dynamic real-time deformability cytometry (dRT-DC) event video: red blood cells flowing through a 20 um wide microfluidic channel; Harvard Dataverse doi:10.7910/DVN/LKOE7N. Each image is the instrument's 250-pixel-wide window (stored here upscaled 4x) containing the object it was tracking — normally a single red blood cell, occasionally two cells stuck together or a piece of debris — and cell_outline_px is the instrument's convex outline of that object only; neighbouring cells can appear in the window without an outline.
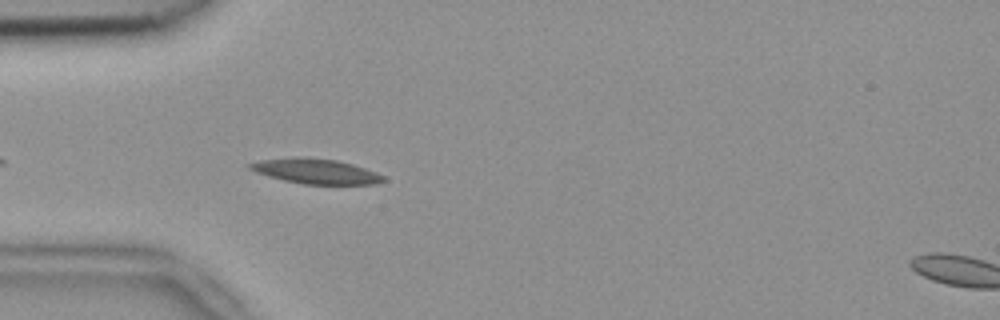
{"species": "common noctule bat (a hibernating species)", "species_latin": "Nyctalus noctula", "temperature_condition": "room temperature", "stored_images_in_passage": 11, "camera_frame_rate_fps": 3000, "um_per_image_px": 0.085, "animal": {"sex": "female", "body_mass_g": 18.4}, "frame": {"image": 1, "passage_image": 4, "time_ms": 1.0, "image_size_px": [1000, 320], "cell_outline_px": [[388, 180], [376, 184], [304, 184], [284, 180], [268, 176], [256, 172], [248, 168], [248, 164], [264, 160], [296, 156], [336, 160], [352, 164], [376, 172], [384, 176]], "centroid_in_image_um": [26.87, 14.56], "position_along_channel_um": 58.1, "area_um2": 19.31}}